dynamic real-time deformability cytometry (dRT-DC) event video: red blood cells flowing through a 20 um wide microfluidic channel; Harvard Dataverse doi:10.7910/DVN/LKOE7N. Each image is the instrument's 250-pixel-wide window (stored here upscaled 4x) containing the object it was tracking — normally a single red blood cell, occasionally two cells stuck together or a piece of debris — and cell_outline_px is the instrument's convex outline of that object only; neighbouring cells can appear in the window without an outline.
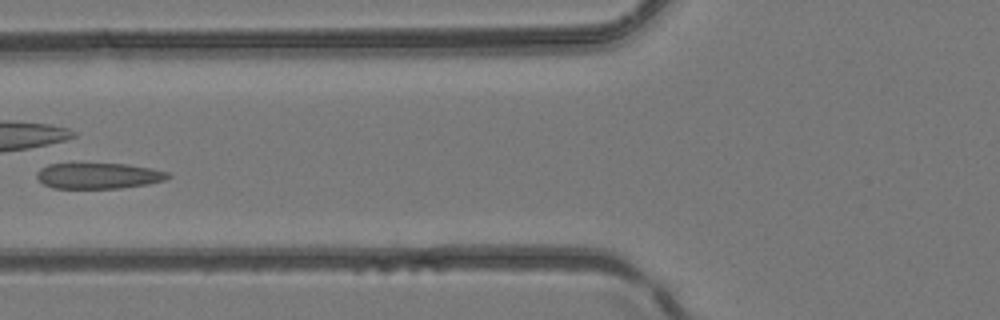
{"species": "common noctule bat (a hibernating species)", "species_latin": "Nyctalus noctula", "temperature_condition": "room temperature", "stored_images_in_passage": 4, "camera_frame_rate_fps": 3000, "um_per_image_px": 0.085, "animal": {"sex": "female", "body_mass_g": 24.6, "forearm_length_mm": 56.2}, "frame": {"image": 1, "passage_image": 4, "time_ms": 1.0, "image_size_px": [1000, 320], "cell_outline_px": [[172, 176], [164, 180], [148, 184], [120, 188], [52, 188], [44, 184], [36, 176], [36, 172], [40, 168], [48, 164], [128, 164], [152, 168], [168, 172]], "centroid_in_image_um": [8.39, 14.94], "position_along_channel_um": 117.4, "area_um2": 19.71}}